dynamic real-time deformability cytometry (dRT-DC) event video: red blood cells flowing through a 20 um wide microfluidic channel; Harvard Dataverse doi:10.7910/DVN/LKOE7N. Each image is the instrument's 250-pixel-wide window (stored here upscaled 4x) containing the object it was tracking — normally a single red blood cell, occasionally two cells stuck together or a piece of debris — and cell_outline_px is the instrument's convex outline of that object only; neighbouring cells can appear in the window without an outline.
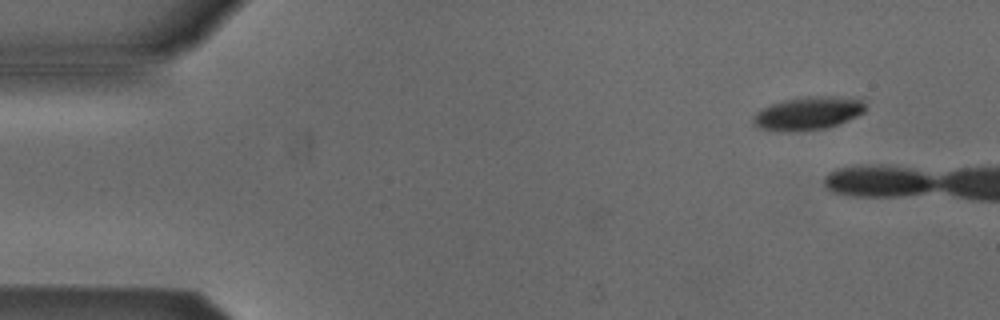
{"species": "Egyptian fruit bat (a non-hibernating species)", "species_latin": "Rousettus aegyptiacus", "temperature_condition": "cold", "stored_images_in_passage": 4, "camera_frame_rate_fps": 3000, "um_per_image_px": 0.085, "animal": {"sex": "male"}, "frame": {"image": 1, "passage_image": 4, "time_ms": 4.333, "image_size_px": [1000, 320], "cell_outline_px": [[864, 112], [856, 116], [836, 124], [824, 128], [760, 128], [752, 120], [752, 116], [756, 112], [772, 104], [784, 100], [808, 96], [832, 96], [860, 100], [864, 104]], "centroid_in_image_um": [68.7, 9.57], "position_along_channel_um": 16.3, "area_um2": 20.17}}